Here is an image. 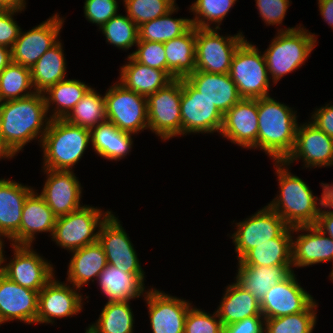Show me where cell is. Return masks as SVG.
Returning a JSON list of instances; mask_svg holds the SVG:
<instances>
[{
	"label": "cell",
	"mask_w": 333,
	"mask_h": 333,
	"mask_svg": "<svg viewBox=\"0 0 333 333\" xmlns=\"http://www.w3.org/2000/svg\"><path fill=\"white\" fill-rule=\"evenodd\" d=\"M236 282L259 302L272 286L285 280L294 270L292 265L260 266L238 264Z\"/></svg>",
	"instance_id": "30"
},
{
	"label": "cell",
	"mask_w": 333,
	"mask_h": 333,
	"mask_svg": "<svg viewBox=\"0 0 333 333\" xmlns=\"http://www.w3.org/2000/svg\"><path fill=\"white\" fill-rule=\"evenodd\" d=\"M64 20L56 13L27 32L21 29L11 48L12 62L31 69L46 51L59 42Z\"/></svg>",
	"instance_id": "14"
},
{
	"label": "cell",
	"mask_w": 333,
	"mask_h": 333,
	"mask_svg": "<svg viewBox=\"0 0 333 333\" xmlns=\"http://www.w3.org/2000/svg\"><path fill=\"white\" fill-rule=\"evenodd\" d=\"M219 303L217 313L223 326L239 322L247 317H263L260 302L236 281L226 287Z\"/></svg>",
	"instance_id": "32"
},
{
	"label": "cell",
	"mask_w": 333,
	"mask_h": 333,
	"mask_svg": "<svg viewBox=\"0 0 333 333\" xmlns=\"http://www.w3.org/2000/svg\"><path fill=\"white\" fill-rule=\"evenodd\" d=\"M167 60V73L173 79L186 78L196 71V27L163 43Z\"/></svg>",
	"instance_id": "31"
},
{
	"label": "cell",
	"mask_w": 333,
	"mask_h": 333,
	"mask_svg": "<svg viewBox=\"0 0 333 333\" xmlns=\"http://www.w3.org/2000/svg\"><path fill=\"white\" fill-rule=\"evenodd\" d=\"M306 168L333 166V138L308 123L298 124L295 146L285 162L301 160Z\"/></svg>",
	"instance_id": "18"
},
{
	"label": "cell",
	"mask_w": 333,
	"mask_h": 333,
	"mask_svg": "<svg viewBox=\"0 0 333 333\" xmlns=\"http://www.w3.org/2000/svg\"><path fill=\"white\" fill-rule=\"evenodd\" d=\"M300 231L306 233L297 234ZM293 232L298 236L296 239L292 236V267L302 268L328 261L333 263V240L327 234L315 225L295 226ZM329 277L333 281V269Z\"/></svg>",
	"instance_id": "23"
},
{
	"label": "cell",
	"mask_w": 333,
	"mask_h": 333,
	"mask_svg": "<svg viewBox=\"0 0 333 333\" xmlns=\"http://www.w3.org/2000/svg\"><path fill=\"white\" fill-rule=\"evenodd\" d=\"M294 271L272 286L260 301L264 319L303 312L315 299L297 281Z\"/></svg>",
	"instance_id": "20"
},
{
	"label": "cell",
	"mask_w": 333,
	"mask_h": 333,
	"mask_svg": "<svg viewBox=\"0 0 333 333\" xmlns=\"http://www.w3.org/2000/svg\"><path fill=\"white\" fill-rule=\"evenodd\" d=\"M144 280L145 274L127 273L107 263L97 278V283L101 293L108 298L107 302H130L147 293Z\"/></svg>",
	"instance_id": "27"
},
{
	"label": "cell",
	"mask_w": 333,
	"mask_h": 333,
	"mask_svg": "<svg viewBox=\"0 0 333 333\" xmlns=\"http://www.w3.org/2000/svg\"><path fill=\"white\" fill-rule=\"evenodd\" d=\"M111 213L109 210L102 212L98 207L83 205L56 219L52 241L69 252L96 243L99 236L97 228Z\"/></svg>",
	"instance_id": "7"
},
{
	"label": "cell",
	"mask_w": 333,
	"mask_h": 333,
	"mask_svg": "<svg viewBox=\"0 0 333 333\" xmlns=\"http://www.w3.org/2000/svg\"><path fill=\"white\" fill-rule=\"evenodd\" d=\"M296 26L279 29L277 36L263 52L268 75L274 84L286 74L302 67L317 44V35L310 33L301 24Z\"/></svg>",
	"instance_id": "5"
},
{
	"label": "cell",
	"mask_w": 333,
	"mask_h": 333,
	"mask_svg": "<svg viewBox=\"0 0 333 333\" xmlns=\"http://www.w3.org/2000/svg\"><path fill=\"white\" fill-rule=\"evenodd\" d=\"M62 43L46 51L31 68V80L37 93H44L66 78V58Z\"/></svg>",
	"instance_id": "35"
},
{
	"label": "cell",
	"mask_w": 333,
	"mask_h": 333,
	"mask_svg": "<svg viewBox=\"0 0 333 333\" xmlns=\"http://www.w3.org/2000/svg\"><path fill=\"white\" fill-rule=\"evenodd\" d=\"M142 297L148 306L152 333H184L192 303L155 288H150Z\"/></svg>",
	"instance_id": "17"
},
{
	"label": "cell",
	"mask_w": 333,
	"mask_h": 333,
	"mask_svg": "<svg viewBox=\"0 0 333 333\" xmlns=\"http://www.w3.org/2000/svg\"><path fill=\"white\" fill-rule=\"evenodd\" d=\"M100 31L106 37V42L119 49L129 50L132 46L137 45L138 26L128 15L117 14L106 22Z\"/></svg>",
	"instance_id": "43"
},
{
	"label": "cell",
	"mask_w": 333,
	"mask_h": 333,
	"mask_svg": "<svg viewBox=\"0 0 333 333\" xmlns=\"http://www.w3.org/2000/svg\"><path fill=\"white\" fill-rule=\"evenodd\" d=\"M0 9L24 11L26 9V0H0Z\"/></svg>",
	"instance_id": "55"
},
{
	"label": "cell",
	"mask_w": 333,
	"mask_h": 333,
	"mask_svg": "<svg viewBox=\"0 0 333 333\" xmlns=\"http://www.w3.org/2000/svg\"><path fill=\"white\" fill-rule=\"evenodd\" d=\"M297 111L271 96L258 98V149L272 160L285 161L294 149Z\"/></svg>",
	"instance_id": "2"
},
{
	"label": "cell",
	"mask_w": 333,
	"mask_h": 333,
	"mask_svg": "<svg viewBox=\"0 0 333 333\" xmlns=\"http://www.w3.org/2000/svg\"><path fill=\"white\" fill-rule=\"evenodd\" d=\"M259 11L267 26L280 25L286 15L291 0H255Z\"/></svg>",
	"instance_id": "48"
},
{
	"label": "cell",
	"mask_w": 333,
	"mask_h": 333,
	"mask_svg": "<svg viewBox=\"0 0 333 333\" xmlns=\"http://www.w3.org/2000/svg\"><path fill=\"white\" fill-rule=\"evenodd\" d=\"M68 265L67 281L70 285L80 289L89 281L97 280L107 265L105 252L99 242L71 251Z\"/></svg>",
	"instance_id": "28"
},
{
	"label": "cell",
	"mask_w": 333,
	"mask_h": 333,
	"mask_svg": "<svg viewBox=\"0 0 333 333\" xmlns=\"http://www.w3.org/2000/svg\"><path fill=\"white\" fill-rule=\"evenodd\" d=\"M31 186L0 178V242L10 240L19 245V228L22 208L27 197L34 191ZM4 238V239H2Z\"/></svg>",
	"instance_id": "24"
},
{
	"label": "cell",
	"mask_w": 333,
	"mask_h": 333,
	"mask_svg": "<svg viewBox=\"0 0 333 333\" xmlns=\"http://www.w3.org/2000/svg\"><path fill=\"white\" fill-rule=\"evenodd\" d=\"M120 68L119 83L125 88L147 97L166 87L174 79L166 72L137 62L131 55Z\"/></svg>",
	"instance_id": "29"
},
{
	"label": "cell",
	"mask_w": 333,
	"mask_h": 333,
	"mask_svg": "<svg viewBox=\"0 0 333 333\" xmlns=\"http://www.w3.org/2000/svg\"><path fill=\"white\" fill-rule=\"evenodd\" d=\"M2 245H3V243L0 242V252H1V249H2Z\"/></svg>",
	"instance_id": "59"
},
{
	"label": "cell",
	"mask_w": 333,
	"mask_h": 333,
	"mask_svg": "<svg viewBox=\"0 0 333 333\" xmlns=\"http://www.w3.org/2000/svg\"><path fill=\"white\" fill-rule=\"evenodd\" d=\"M237 0H196L190 6L194 18L191 25L196 28L220 29L221 22ZM215 24L214 27H211Z\"/></svg>",
	"instance_id": "42"
},
{
	"label": "cell",
	"mask_w": 333,
	"mask_h": 333,
	"mask_svg": "<svg viewBox=\"0 0 333 333\" xmlns=\"http://www.w3.org/2000/svg\"><path fill=\"white\" fill-rule=\"evenodd\" d=\"M317 4L322 18L333 29V0H318Z\"/></svg>",
	"instance_id": "53"
},
{
	"label": "cell",
	"mask_w": 333,
	"mask_h": 333,
	"mask_svg": "<svg viewBox=\"0 0 333 333\" xmlns=\"http://www.w3.org/2000/svg\"><path fill=\"white\" fill-rule=\"evenodd\" d=\"M264 317H247L239 322L223 326V333H264Z\"/></svg>",
	"instance_id": "50"
},
{
	"label": "cell",
	"mask_w": 333,
	"mask_h": 333,
	"mask_svg": "<svg viewBox=\"0 0 333 333\" xmlns=\"http://www.w3.org/2000/svg\"><path fill=\"white\" fill-rule=\"evenodd\" d=\"M115 214H110L99 228L98 242L105 252L107 263L124 272L144 274L136 250Z\"/></svg>",
	"instance_id": "15"
},
{
	"label": "cell",
	"mask_w": 333,
	"mask_h": 333,
	"mask_svg": "<svg viewBox=\"0 0 333 333\" xmlns=\"http://www.w3.org/2000/svg\"><path fill=\"white\" fill-rule=\"evenodd\" d=\"M46 181L39 194L58 218L81 208L82 186L73 171L43 169Z\"/></svg>",
	"instance_id": "21"
},
{
	"label": "cell",
	"mask_w": 333,
	"mask_h": 333,
	"mask_svg": "<svg viewBox=\"0 0 333 333\" xmlns=\"http://www.w3.org/2000/svg\"><path fill=\"white\" fill-rule=\"evenodd\" d=\"M322 193H321V198H322V208H328L329 210H333V183L328 184V183H322Z\"/></svg>",
	"instance_id": "54"
},
{
	"label": "cell",
	"mask_w": 333,
	"mask_h": 333,
	"mask_svg": "<svg viewBox=\"0 0 333 333\" xmlns=\"http://www.w3.org/2000/svg\"><path fill=\"white\" fill-rule=\"evenodd\" d=\"M85 333H94L90 328H86V332Z\"/></svg>",
	"instance_id": "58"
},
{
	"label": "cell",
	"mask_w": 333,
	"mask_h": 333,
	"mask_svg": "<svg viewBox=\"0 0 333 333\" xmlns=\"http://www.w3.org/2000/svg\"><path fill=\"white\" fill-rule=\"evenodd\" d=\"M35 92L30 68L11 62L0 73V102L25 98Z\"/></svg>",
	"instance_id": "40"
},
{
	"label": "cell",
	"mask_w": 333,
	"mask_h": 333,
	"mask_svg": "<svg viewBox=\"0 0 333 333\" xmlns=\"http://www.w3.org/2000/svg\"><path fill=\"white\" fill-rule=\"evenodd\" d=\"M117 0H85L84 16L87 21L99 26V29L118 14Z\"/></svg>",
	"instance_id": "47"
},
{
	"label": "cell",
	"mask_w": 333,
	"mask_h": 333,
	"mask_svg": "<svg viewBox=\"0 0 333 333\" xmlns=\"http://www.w3.org/2000/svg\"><path fill=\"white\" fill-rule=\"evenodd\" d=\"M181 96L182 78L146 97L148 129L162 141L181 136Z\"/></svg>",
	"instance_id": "11"
},
{
	"label": "cell",
	"mask_w": 333,
	"mask_h": 333,
	"mask_svg": "<svg viewBox=\"0 0 333 333\" xmlns=\"http://www.w3.org/2000/svg\"><path fill=\"white\" fill-rule=\"evenodd\" d=\"M274 166L278 176L279 195L267 206L290 227L315 225L322 198L313 195L306 182L290 172L285 161H275Z\"/></svg>",
	"instance_id": "3"
},
{
	"label": "cell",
	"mask_w": 333,
	"mask_h": 333,
	"mask_svg": "<svg viewBox=\"0 0 333 333\" xmlns=\"http://www.w3.org/2000/svg\"><path fill=\"white\" fill-rule=\"evenodd\" d=\"M91 86L77 79H65L45 91L47 111L52 109L50 119H64L73 107L82 99Z\"/></svg>",
	"instance_id": "36"
},
{
	"label": "cell",
	"mask_w": 333,
	"mask_h": 333,
	"mask_svg": "<svg viewBox=\"0 0 333 333\" xmlns=\"http://www.w3.org/2000/svg\"><path fill=\"white\" fill-rule=\"evenodd\" d=\"M57 217L45 200L33 191L25 200L19 228V245L32 246L38 233H50L52 237Z\"/></svg>",
	"instance_id": "26"
},
{
	"label": "cell",
	"mask_w": 333,
	"mask_h": 333,
	"mask_svg": "<svg viewBox=\"0 0 333 333\" xmlns=\"http://www.w3.org/2000/svg\"><path fill=\"white\" fill-rule=\"evenodd\" d=\"M129 301L107 302L96 323L89 325L94 333H134V315Z\"/></svg>",
	"instance_id": "38"
},
{
	"label": "cell",
	"mask_w": 333,
	"mask_h": 333,
	"mask_svg": "<svg viewBox=\"0 0 333 333\" xmlns=\"http://www.w3.org/2000/svg\"><path fill=\"white\" fill-rule=\"evenodd\" d=\"M180 108L181 135L220 132L223 114L186 78H182Z\"/></svg>",
	"instance_id": "12"
},
{
	"label": "cell",
	"mask_w": 333,
	"mask_h": 333,
	"mask_svg": "<svg viewBox=\"0 0 333 333\" xmlns=\"http://www.w3.org/2000/svg\"><path fill=\"white\" fill-rule=\"evenodd\" d=\"M4 244L0 252V272L11 281L39 292L56 275L53 264L30 245H11L14 256L5 264Z\"/></svg>",
	"instance_id": "8"
},
{
	"label": "cell",
	"mask_w": 333,
	"mask_h": 333,
	"mask_svg": "<svg viewBox=\"0 0 333 333\" xmlns=\"http://www.w3.org/2000/svg\"><path fill=\"white\" fill-rule=\"evenodd\" d=\"M176 0H123L126 14L137 26L167 14Z\"/></svg>",
	"instance_id": "44"
},
{
	"label": "cell",
	"mask_w": 333,
	"mask_h": 333,
	"mask_svg": "<svg viewBox=\"0 0 333 333\" xmlns=\"http://www.w3.org/2000/svg\"><path fill=\"white\" fill-rule=\"evenodd\" d=\"M215 28H196V70L228 74L235 51L246 40L242 32L220 35Z\"/></svg>",
	"instance_id": "10"
},
{
	"label": "cell",
	"mask_w": 333,
	"mask_h": 333,
	"mask_svg": "<svg viewBox=\"0 0 333 333\" xmlns=\"http://www.w3.org/2000/svg\"><path fill=\"white\" fill-rule=\"evenodd\" d=\"M19 12L22 13L16 10L0 9V46L11 49L19 37L21 27L13 17Z\"/></svg>",
	"instance_id": "49"
},
{
	"label": "cell",
	"mask_w": 333,
	"mask_h": 333,
	"mask_svg": "<svg viewBox=\"0 0 333 333\" xmlns=\"http://www.w3.org/2000/svg\"><path fill=\"white\" fill-rule=\"evenodd\" d=\"M317 307L314 300L303 312L265 319L264 333H313Z\"/></svg>",
	"instance_id": "41"
},
{
	"label": "cell",
	"mask_w": 333,
	"mask_h": 333,
	"mask_svg": "<svg viewBox=\"0 0 333 333\" xmlns=\"http://www.w3.org/2000/svg\"><path fill=\"white\" fill-rule=\"evenodd\" d=\"M90 131L92 150L104 159L119 161L132 149L133 134L119 130L110 121L106 120Z\"/></svg>",
	"instance_id": "34"
},
{
	"label": "cell",
	"mask_w": 333,
	"mask_h": 333,
	"mask_svg": "<svg viewBox=\"0 0 333 333\" xmlns=\"http://www.w3.org/2000/svg\"><path fill=\"white\" fill-rule=\"evenodd\" d=\"M68 284L54 276L39 291L36 324H53L56 318L72 317L82 311L84 298L80 289Z\"/></svg>",
	"instance_id": "16"
},
{
	"label": "cell",
	"mask_w": 333,
	"mask_h": 333,
	"mask_svg": "<svg viewBox=\"0 0 333 333\" xmlns=\"http://www.w3.org/2000/svg\"><path fill=\"white\" fill-rule=\"evenodd\" d=\"M137 49L129 53L137 62L167 72V60L163 43L138 41Z\"/></svg>",
	"instance_id": "46"
},
{
	"label": "cell",
	"mask_w": 333,
	"mask_h": 333,
	"mask_svg": "<svg viewBox=\"0 0 333 333\" xmlns=\"http://www.w3.org/2000/svg\"><path fill=\"white\" fill-rule=\"evenodd\" d=\"M326 104L320 108H316L311 116V123L326 135L333 138V105Z\"/></svg>",
	"instance_id": "51"
},
{
	"label": "cell",
	"mask_w": 333,
	"mask_h": 333,
	"mask_svg": "<svg viewBox=\"0 0 333 333\" xmlns=\"http://www.w3.org/2000/svg\"><path fill=\"white\" fill-rule=\"evenodd\" d=\"M258 98H242L224 115L219 132L242 148L258 149Z\"/></svg>",
	"instance_id": "19"
},
{
	"label": "cell",
	"mask_w": 333,
	"mask_h": 333,
	"mask_svg": "<svg viewBox=\"0 0 333 333\" xmlns=\"http://www.w3.org/2000/svg\"><path fill=\"white\" fill-rule=\"evenodd\" d=\"M184 333H223L217 311L213 315L191 306L186 315Z\"/></svg>",
	"instance_id": "45"
},
{
	"label": "cell",
	"mask_w": 333,
	"mask_h": 333,
	"mask_svg": "<svg viewBox=\"0 0 333 333\" xmlns=\"http://www.w3.org/2000/svg\"><path fill=\"white\" fill-rule=\"evenodd\" d=\"M293 227L288 226L278 237L270 242L259 244L249 250L238 264L278 266L292 265Z\"/></svg>",
	"instance_id": "33"
},
{
	"label": "cell",
	"mask_w": 333,
	"mask_h": 333,
	"mask_svg": "<svg viewBox=\"0 0 333 333\" xmlns=\"http://www.w3.org/2000/svg\"><path fill=\"white\" fill-rule=\"evenodd\" d=\"M12 62L11 49L0 46V73Z\"/></svg>",
	"instance_id": "56"
},
{
	"label": "cell",
	"mask_w": 333,
	"mask_h": 333,
	"mask_svg": "<svg viewBox=\"0 0 333 333\" xmlns=\"http://www.w3.org/2000/svg\"><path fill=\"white\" fill-rule=\"evenodd\" d=\"M176 5L167 14L138 26V41L165 43L184 34L192 25L190 18H171L178 12Z\"/></svg>",
	"instance_id": "37"
},
{
	"label": "cell",
	"mask_w": 333,
	"mask_h": 333,
	"mask_svg": "<svg viewBox=\"0 0 333 333\" xmlns=\"http://www.w3.org/2000/svg\"><path fill=\"white\" fill-rule=\"evenodd\" d=\"M91 144L90 129L53 119L41 141L43 169L73 171Z\"/></svg>",
	"instance_id": "4"
},
{
	"label": "cell",
	"mask_w": 333,
	"mask_h": 333,
	"mask_svg": "<svg viewBox=\"0 0 333 333\" xmlns=\"http://www.w3.org/2000/svg\"><path fill=\"white\" fill-rule=\"evenodd\" d=\"M39 292L23 287L0 272V321L35 324Z\"/></svg>",
	"instance_id": "22"
},
{
	"label": "cell",
	"mask_w": 333,
	"mask_h": 333,
	"mask_svg": "<svg viewBox=\"0 0 333 333\" xmlns=\"http://www.w3.org/2000/svg\"><path fill=\"white\" fill-rule=\"evenodd\" d=\"M322 209L321 206L315 226L333 240V211Z\"/></svg>",
	"instance_id": "52"
},
{
	"label": "cell",
	"mask_w": 333,
	"mask_h": 333,
	"mask_svg": "<svg viewBox=\"0 0 333 333\" xmlns=\"http://www.w3.org/2000/svg\"><path fill=\"white\" fill-rule=\"evenodd\" d=\"M16 156L11 149L5 144L0 134V159H10Z\"/></svg>",
	"instance_id": "57"
},
{
	"label": "cell",
	"mask_w": 333,
	"mask_h": 333,
	"mask_svg": "<svg viewBox=\"0 0 333 333\" xmlns=\"http://www.w3.org/2000/svg\"><path fill=\"white\" fill-rule=\"evenodd\" d=\"M236 231L230 236L235 245L238 261L259 244L278 237L288 225L267 205L245 220L235 223Z\"/></svg>",
	"instance_id": "13"
},
{
	"label": "cell",
	"mask_w": 333,
	"mask_h": 333,
	"mask_svg": "<svg viewBox=\"0 0 333 333\" xmlns=\"http://www.w3.org/2000/svg\"><path fill=\"white\" fill-rule=\"evenodd\" d=\"M105 97L92 87L64 118L67 122L87 129H92L105 122Z\"/></svg>",
	"instance_id": "39"
},
{
	"label": "cell",
	"mask_w": 333,
	"mask_h": 333,
	"mask_svg": "<svg viewBox=\"0 0 333 333\" xmlns=\"http://www.w3.org/2000/svg\"><path fill=\"white\" fill-rule=\"evenodd\" d=\"M47 113L43 93L0 102V134L15 155L37 138L41 144L51 121Z\"/></svg>",
	"instance_id": "1"
},
{
	"label": "cell",
	"mask_w": 333,
	"mask_h": 333,
	"mask_svg": "<svg viewBox=\"0 0 333 333\" xmlns=\"http://www.w3.org/2000/svg\"><path fill=\"white\" fill-rule=\"evenodd\" d=\"M229 75L242 98L270 96V79L264 53L247 39L235 51Z\"/></svg>",
	"instance_id": "6"
},
{
	"label": "cell",
	"mask_w": 333,
	"mask_h": 333,
	"mask_svg": "<svg viewBox=\"0 0 333 333\" xmlns=\"http://www.w3.org/2000/svg\"><path fill=\"white\" fill-rule=\"evenodd\" d=\"M186 79L223 115L242 99L229 73L215 74L196 70Z\"/></svg>",
	"instance_id": "25"
},
{
	"label": "cell",
	"mask_w": 333,
	"mask_h": 333,
	"mask_svg": "<svg viewBox=\"0 0 333 333\" xmlns=\"http://www.w3.org/2000/svg\"><path fill=\"white\" fill-rule=\"evenodd\" d=\"M106 119L119 130L138 134L148 129L147 99L116 81L105 93Z\"/></svg>",
	"instance_id": "9"
}]
</instances>
